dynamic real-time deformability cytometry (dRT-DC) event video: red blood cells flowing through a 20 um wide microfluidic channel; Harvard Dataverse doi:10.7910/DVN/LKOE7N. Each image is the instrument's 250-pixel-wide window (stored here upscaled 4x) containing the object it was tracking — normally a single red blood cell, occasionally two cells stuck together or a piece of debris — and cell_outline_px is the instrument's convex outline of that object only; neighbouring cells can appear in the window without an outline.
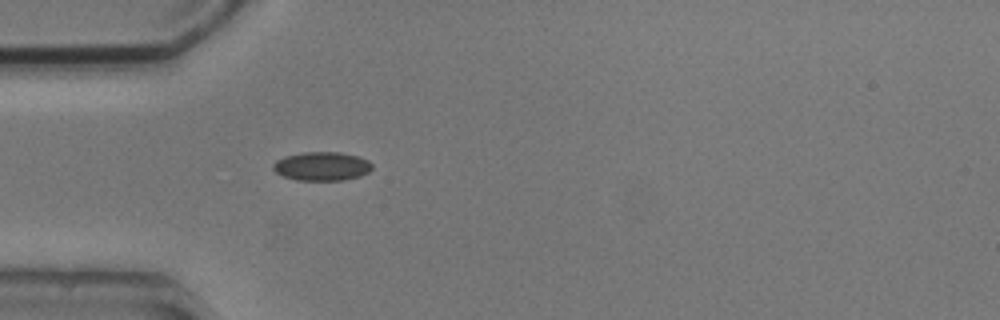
{"species": "common noctule bat (a hibernating species)", "species_latin": "Nyctalus noctula", "temperature_condition": "cold", "stored_images_in_passage": 5, "camera_frame_rate_fps": 3000, "um_per_image_px": 0.085, "animal": {"sex": "male", "body_mass_g": 20.5, "forearm_length_mm": 52.5}, "frame": {"image": 1, "passage_image": 5, "time_ms": 5.333, "image_size_px": [1000, 320], "cell_outline_px": [[372, 168], [368, 172], [360, 176], [344, 180], [296, 180], [284, 176], [276, 172], [272, 168], [272, 164], [276, 160], [284, 156], [304, 152], [340, 152], [356, 156], [368, 160], [372, 164]], "centroid_in_image_um": [27.34, 14.13], "position_along_channel_um": 57.7, "area_um2": 16.59}}